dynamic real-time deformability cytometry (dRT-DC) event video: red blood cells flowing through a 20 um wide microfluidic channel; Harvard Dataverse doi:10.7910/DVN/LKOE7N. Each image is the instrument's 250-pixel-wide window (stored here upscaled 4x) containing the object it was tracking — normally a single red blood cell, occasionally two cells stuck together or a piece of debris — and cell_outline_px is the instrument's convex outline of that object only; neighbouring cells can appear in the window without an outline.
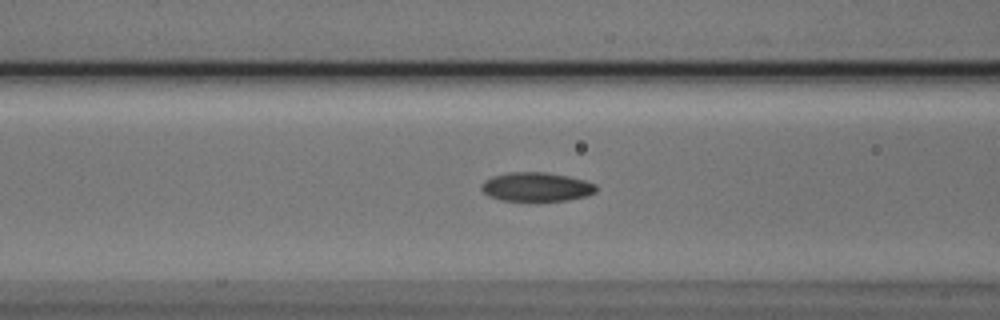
{"species": "Egyptian fruit bat (a non-hibernating species)", "species_latin": "Rousettus aegyptiacus", "temperature_condition": "cold", "stored_images_in_passage": 33, "camera_frame_rate_fps": 3000, "um_per_image_px": 0.085, "animal": {"sex": "male"}, "frame": {"image": 1, "passage_image": 6, "time_ms": 1.667, "image_size_px": [1000, 320], "cell_outline_px": [[596, 192], [588, 196], [568, 200], [536, 204], [500, 200], [488, 196], [480, 188], [480, 184], [484, 180], [492, 176], [508, 172], [544, 172], [568, 176], [584, 180], [596, 184]], "centroid_in_image_um": [45.57, 15.93], "position_along_channel_um": 121.0, "area_um2": 20.4}}
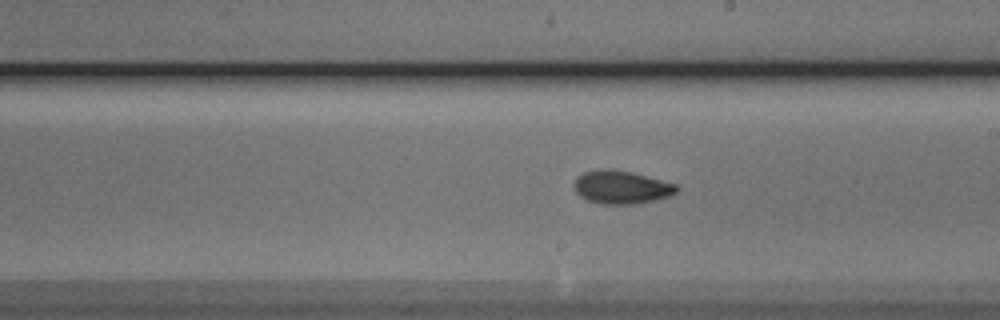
{"frame": {"image": 2, "passage_image": 15, "time_ms": 4.667, "image_size_px": [1000, 320], "cell_outline_px": [[680, 188], [676, 192], [668, 196], [656, 200], [636, 204], [600, 204], [588, 200], [580, 196], [576, 192], [572, 184], [576, 176], [584, 172], [604, 168], [608, 168], [632, 172], [676, 184]], "centroid_in_image_um": [52.79, 15.91], "position_along_channel_um": 236.2, "area_um2": 20.0}}
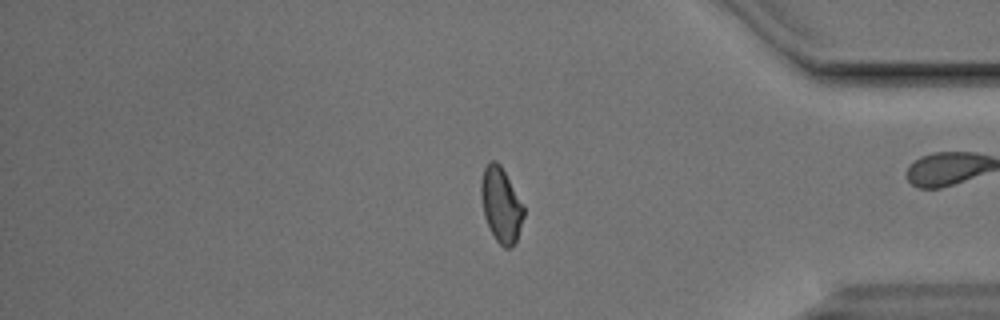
{"frame": {"image": 3, "passage_image": 29, "time_ms": 9.333, "image_size_px": [1000, 320], "cell_outline_px": [[524, 216], [516, 240], [512, 248], [504, 248], [496, 240], [484, 216], [480, 196], [480, 180], [484, 168], [488, 160], [496, 160], [500, 164], [524, 204]], "centroid_in_image_um": [42.58, 17.37], "position_along_channel_um": 392.6, "area_um2": 18.79}}